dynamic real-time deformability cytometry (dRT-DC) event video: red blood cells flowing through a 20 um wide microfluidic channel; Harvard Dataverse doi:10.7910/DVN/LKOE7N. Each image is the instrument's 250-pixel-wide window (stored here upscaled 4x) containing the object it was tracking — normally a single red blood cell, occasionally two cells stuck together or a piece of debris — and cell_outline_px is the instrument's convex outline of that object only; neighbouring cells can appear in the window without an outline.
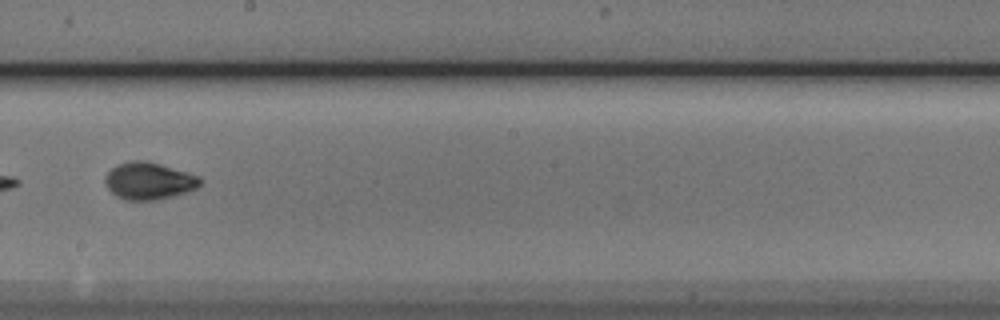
{"species": "Egyptian fruit bat (a non-hibernating species)", "species_latin": "Rousettus aegyptiacus", "temperature_condition": "cold", "stored_images_in_passage": 11, "camera_frame_rate_fps": 3000, "um_per_image_px": 0.085, "animal": {"sex": "male"}, "frame": {"image": 1, "passage_image": 5, "time_ms": 4.667, "image_size_px": [1000, 320], "cell_outline_px": [[200, 184], [196, 188], [188, 192], [156, 200], [124, 200], [116, 196], [108, 188], [104, 180], [104, 176], [116, 164], [132, 160], [144, 160], [160, 164], [200, 176]], "centroid_in_image_um": [12.63, 15.37], "position_along_channel_um": 235.6, "area_um2": 20.58}}
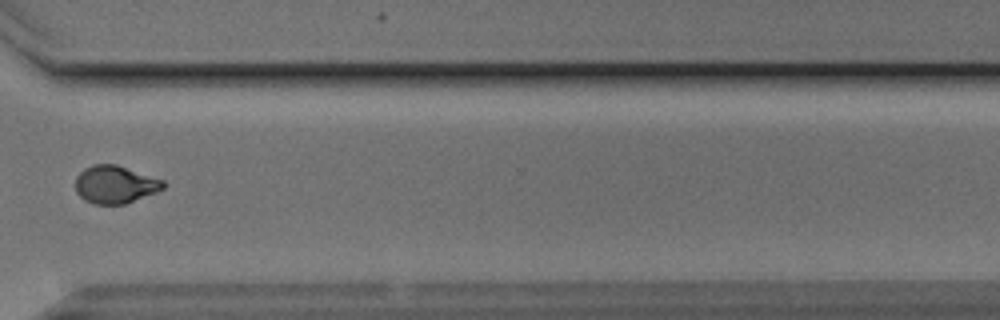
{"frame": {"image": 2, "passage_image": 8, "time_ms": 8.0, "image_size_px": [1000, 320], "cell_outline_px": [[164, 188], [156, 192], [124, 204], [92, 204], [84, 200], [76, 192], [76, 176], [84, 168], [92, 164], [116, 164], [164, 180]], "centroid_in_image_um": [9.76, 15.68], "position_along_channel_um": 360.8, "area_um2": 19.31}}